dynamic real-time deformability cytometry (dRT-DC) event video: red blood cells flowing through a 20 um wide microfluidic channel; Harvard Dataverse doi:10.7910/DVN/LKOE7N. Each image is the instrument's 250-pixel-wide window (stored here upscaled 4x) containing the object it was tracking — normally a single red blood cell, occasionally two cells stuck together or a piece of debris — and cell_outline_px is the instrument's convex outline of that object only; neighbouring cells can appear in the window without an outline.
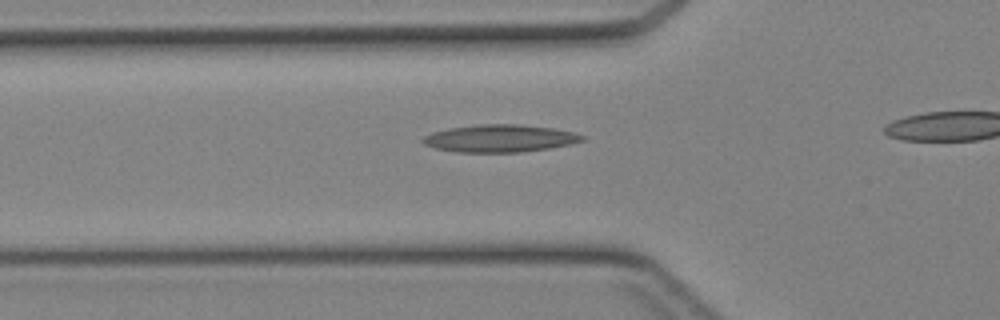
{"species": "Egyptian fruit bat (a non-hibernating species)", "species_latin": "Rousettus aegyptiacus", "temperature_condition": "cold", "stored_images_in_passage": 32, "camera_frame_rate_fps": 3000, "um_per_image_px": 0.085, "animal": {"sex": "female"}, "frame": {"image": 1, "passage_image": 11, "time_ms": 3.333, "image_size_px": [1000, 320], "cell_outline_px": [[584, 140], [572, 144], [548, 148], [520, 152], [456, 152], [436, 148], [424, 144], [420, 140], [424, 136], [432, 132], [448, 128], [476, 124], [520, 124], [552, 128], [572, 132], [584, 136]], "centroid_in_image_um": [42.45, 11.76], "position_along_channel_um": 83.3, "area_um2": 25.49}}
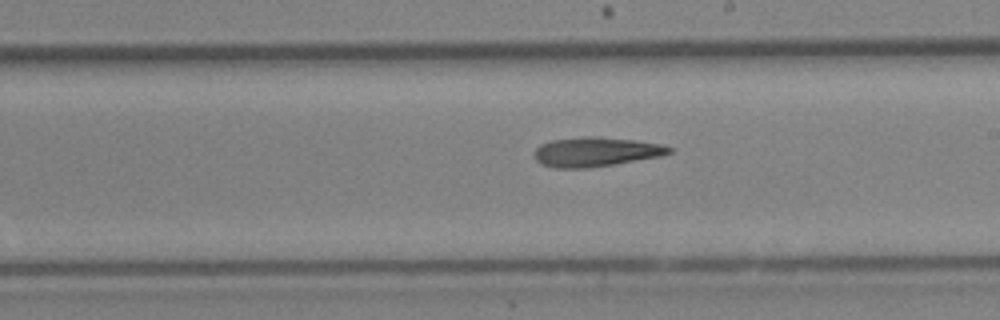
{"frame": {"image": 2, "passage_image": 21, "time_ms": 6.667, "image_size_px": [1000, 320], "cell_outline_px": [[672, 152], [660, 156], [588, 168], [556, 168], [540, 164], [536, 160], [532, 152], [540, 144], [552, 140], [588, 136], [592, 136], [636, 140], [660, 144], [672, 148]], "centroid_in_image_um": [50.59, 12.91], "position_along_channel_um": 238.4, "area_um2": 23.0}}
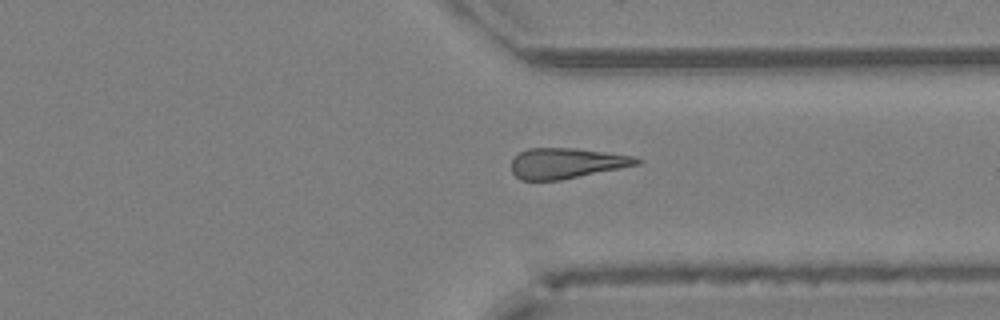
{"frame": {"image": 3, "passage_image": 29, "time_ms": 9.333, "image_size_px": [1000, 320], "cell_outline_px": [[644, 160], [640, 164], [560, 180], [520, 180], [512, 172], [512, 160], [520, 152], [528, 148], [576, 148], [636, 156]], "centroid_in_image_um": [48.18, 13.87], "position_along_channel_um": 363.2, "area_um2": 22.25}}